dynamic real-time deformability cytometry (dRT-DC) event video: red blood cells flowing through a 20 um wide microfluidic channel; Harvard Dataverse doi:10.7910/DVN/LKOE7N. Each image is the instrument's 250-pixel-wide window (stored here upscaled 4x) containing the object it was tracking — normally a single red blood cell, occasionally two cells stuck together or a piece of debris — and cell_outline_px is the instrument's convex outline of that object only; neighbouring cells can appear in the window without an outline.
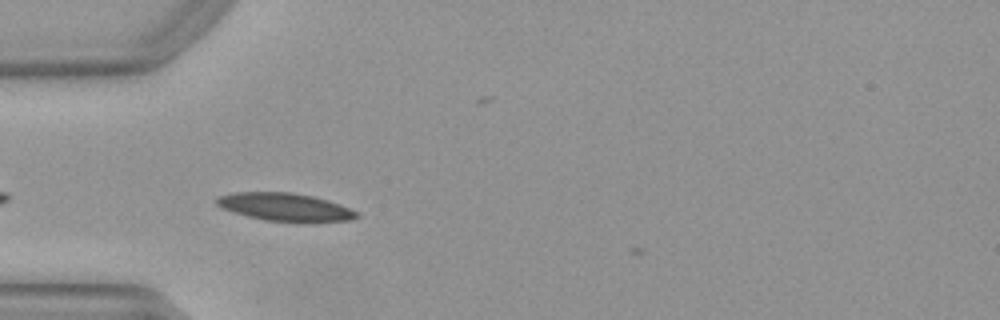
{"species": "Egyptian fruit bat (a non-hibernating species)", "species_latin": "Rousettus aegyptiacus", "temperature_condition": "warm", "stored_images_in_passage": 18, "camera_frame_rate_fps": 3000, "um_per_image_px": 0.085, "animal": {"sex": "female"}, "frame": {"image": 1, "passage_image": 8, "time_ms": 2.333, "image_size_px": [1000, 320], "cell_outline_px": [[360, 216], [348, 220], [264, 220], [232, 212], [220, 208], [216, 204], [216, 200], [220, 196], [236, 192], [292, 192], [312, 196], [328, 200], [348, 208], [356, 212]], "centroid_in_image_um": [24.14, 17.56], "position_along_channel_um": 60.9, "area_um2": 21.96}}
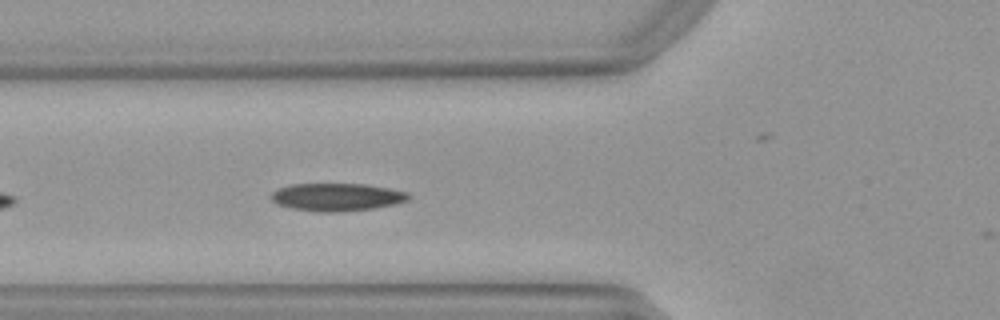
{"frame": {"image": 2, "passage_image": 11, "time_ms": 3.333, "image_size_px": [1000, 320], "cell_outline_px": [[412, 196], [408, 200], [396, 204], [376, 208], [340, 212], [316, 212], [292, 208], [276, 204], [268, 196], [276, 188], [292, 184], [364, 184], [388, 188], [408, 192]], "centroid_in_image_um": [28.62, 16.75], "position_along_channel_um": 97.2, "area_um2": 22.54}}